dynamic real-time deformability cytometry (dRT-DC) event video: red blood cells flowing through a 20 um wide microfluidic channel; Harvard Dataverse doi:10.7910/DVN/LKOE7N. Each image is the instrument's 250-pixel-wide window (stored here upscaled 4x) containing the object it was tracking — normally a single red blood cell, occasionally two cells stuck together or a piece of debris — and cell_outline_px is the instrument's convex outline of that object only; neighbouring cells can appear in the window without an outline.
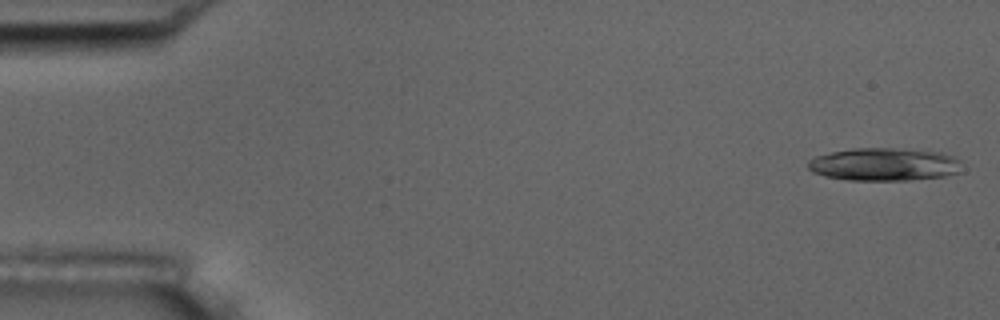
{"species": "common noctule bat (a hibernating species)", "species_latin": "Nyctalus noctula", "temperature_condition": "room temperature", "stored_images_in_passage": 19, "camera_frame_rate_fps": 3000, "um_per_image_px": 0.085, "animal": {"sex": "male", "body_mass_g": 17.5, "forearm_length_mm": 52.3}, "frame": {"image": 1, "passage_image": 1, "time_ms": 0.0, "image_size_px": [1000, 320], "cell_outline_px": [[964, 172], [948, 176], [908, 180], [848, 180], [824, 176], [812, 172], [808, 168], [808, 160], [816, 156], [832, 152], [852, 148], [892, 148], [944, 152], [960, 160]], "centroid_in_image_um": [75.22, 13.98], "position_along_channel_um": 9.8, "area_um2": 29.88}}
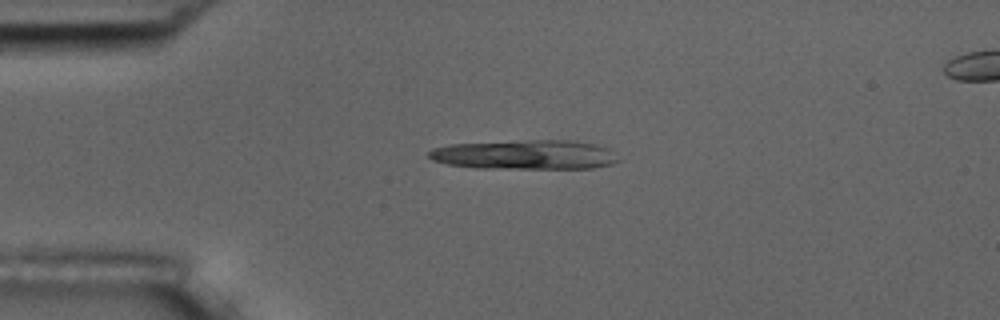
{"frame": {"image": 2, "passage_image": 12, "time_ms": 3.667, "image_size_px": [1000, 320], "cell_outline_px": [[620, 160], [612, 164], [592, 168], [476, 168], [448, 164], [432, 160], [428, 156], [428, 152], [432, 148], [448, 144], [528, 140], [576, 140], [596, 144], [608, 148]], "centroid_in_image_um": [44.62, 13.14], "position_along_channel_um": 40.4, "area_um2": 32.66}}